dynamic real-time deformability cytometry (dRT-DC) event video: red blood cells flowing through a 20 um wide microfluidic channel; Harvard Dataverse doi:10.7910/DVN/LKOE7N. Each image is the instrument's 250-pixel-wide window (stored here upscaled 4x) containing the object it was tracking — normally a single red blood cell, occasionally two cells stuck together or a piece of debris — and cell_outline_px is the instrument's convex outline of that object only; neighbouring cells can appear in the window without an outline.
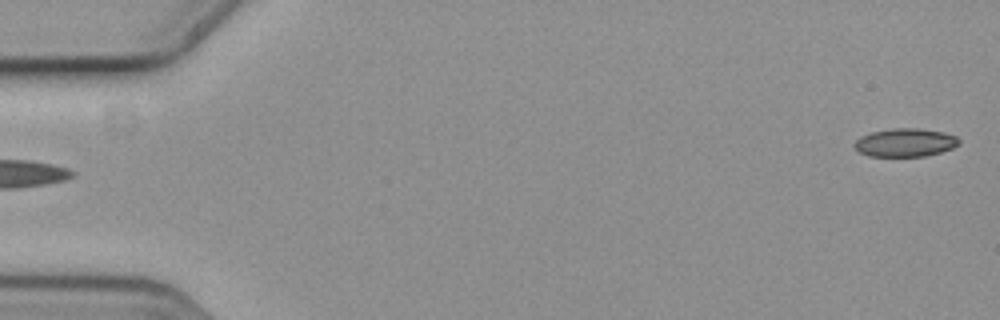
{"species": "common noctule bat (a hibernating species)", "species_latin": "Nyctalus noctula", "temperature_condition": "cold", "stored_images_in_passage": 3, "segment_of_instrument_passage": [2, 2], "camera_frame_rate_fps": 3000, "um_per_image_px": 0.085, "animal": {"sex": "female", "body_mass_g": 19.3, "forearm_length_mm": 54.1}, "frame": {"image": 1, "passage_image": 3, "time_ms": 0.667, "image_size_px": [1000, 320], "cell_outline_px": [[960, 144], [952, 148], [940, 152], [924, 156], [868, 156], [860, 152], [852, 144], [860, 136], [872, 132], [892, 128], [920, 128], [944, 132], [956, 136], [960, 140]], "centroid_in_image_um": [76.95, 12.11], "position_along_channel_um": 8.1, "area_um2": 17.28}}